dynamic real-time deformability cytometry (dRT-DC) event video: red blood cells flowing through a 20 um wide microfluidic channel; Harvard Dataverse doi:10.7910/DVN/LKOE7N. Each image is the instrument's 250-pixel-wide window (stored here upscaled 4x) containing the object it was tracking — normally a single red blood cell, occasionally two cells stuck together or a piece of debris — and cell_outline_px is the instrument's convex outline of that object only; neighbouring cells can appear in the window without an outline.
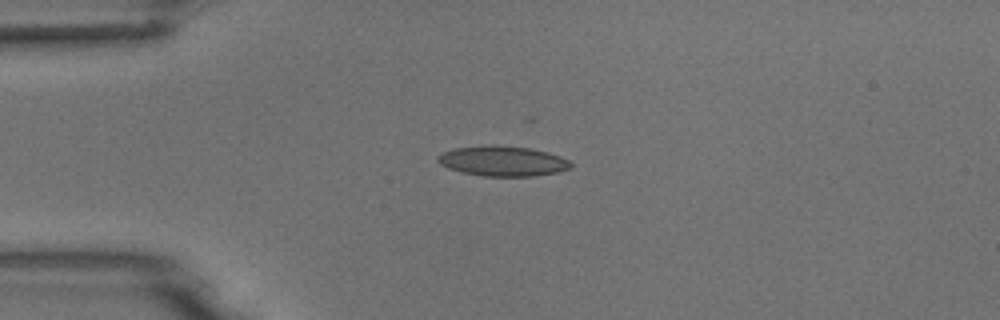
{"species": "common noctule bat (a hibernating species)", "species_latin": "Nyctalus noctula", "temperature_condition": "room temperature", "stored_images_in_passage": 3, "camera_frame_rate_fps": 3000, "um_per_image_px": 0.085, "animal": {"sex": "male", "body_mass_g": 18.8}, "frame": {"image": 1, "passage_image": 1, "time_ms": 0.0, "image_size_px": [1000, 320], "cell_outline_px": [[572, 168], [556, 172], [532, 176], [484, 176], [464, 172], [448, 168], [440, 164], [436, 160], [436, 156], [452, 148], [492, 144], [528, 148], [548, 152], [560, 156], [568, 160], [572, 164]], "centroid_in_image_um": [42.71, 13.68], "position_along_channel_um": 42.3, "area_um2": 23.35}}